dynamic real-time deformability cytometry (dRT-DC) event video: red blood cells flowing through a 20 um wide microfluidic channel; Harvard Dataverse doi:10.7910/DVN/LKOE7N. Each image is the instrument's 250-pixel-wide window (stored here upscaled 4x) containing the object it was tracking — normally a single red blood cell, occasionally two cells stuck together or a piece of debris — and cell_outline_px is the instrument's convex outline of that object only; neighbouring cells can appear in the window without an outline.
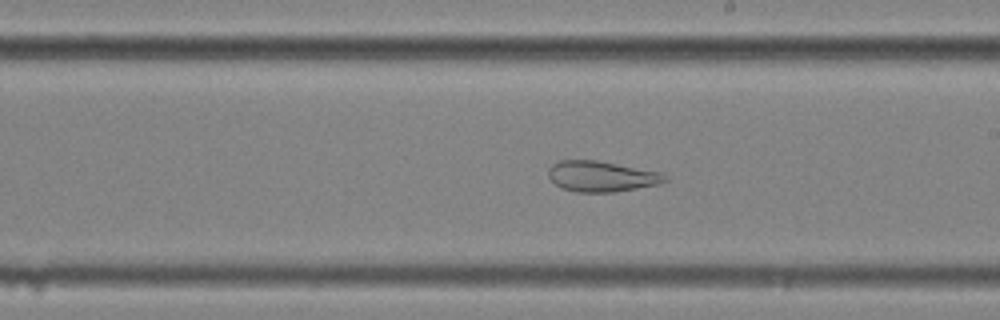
{"species": "common noctule bat (a hibernating species)", "species_latin": "Nyctalus noctula", "temperature_condition": "cold", "stored_images_in_passage": 55, "camera_frame_rate_fps": 3000, "um_per_image_px": 0.085, "animal": {"sex": "female", "body_mass_g": 25.1}, "frame": {"image": 1, "passage_image": 32, "time_ms": 10.333, "image_size_px": [1000, 320], "cell_outline_px": [[668, 180], [660, 184], [616, 192], [576, 192], [560, 188], [548, 176], [548, 168], [552, 164], [560, 160], [596, 160], [660, 172]], "centroid_in_image_um": [51.1, 15.0], "position_along_channel_um": 237.9, "area_um2": 20.81}}